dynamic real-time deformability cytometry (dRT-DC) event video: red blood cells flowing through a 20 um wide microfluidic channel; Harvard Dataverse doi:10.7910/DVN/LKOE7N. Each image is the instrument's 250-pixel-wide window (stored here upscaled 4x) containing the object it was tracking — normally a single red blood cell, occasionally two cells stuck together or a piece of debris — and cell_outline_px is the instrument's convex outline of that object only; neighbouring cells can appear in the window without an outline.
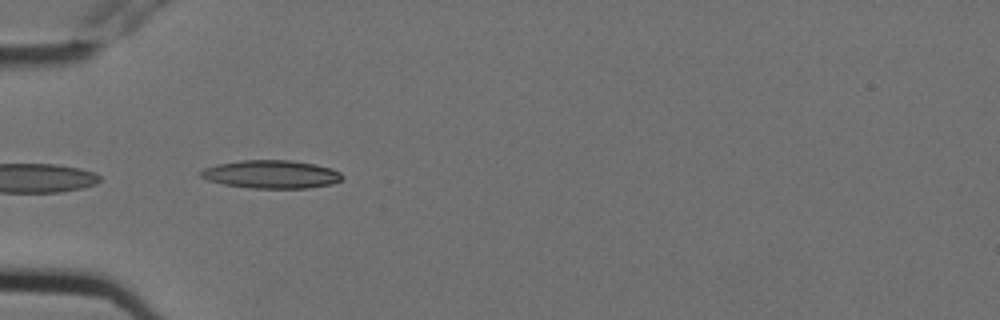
{"species": "Egyptian fruit bat (a non-hibernating species)", "species_latin": "Rousettus aegyptiacus", "temperature_condition": "cold", "stored_images_in_passage": 7, "camera_frame_rate_fps": 3000, "um_per_image_px": 0.085, "animal": {"sex": "female"}, "frame": {"image": 1, "passage_image": 5, "time_ms": 1.333, "image_size_px": [1000, 320], "cell_outline_px": [[344, 180], [332, 184], [308, 188], [252, 188], [224, 184], [208, 180], [200, 176], [200, 172], [204, 168], [216, 164], [240, 160], [288, 160], [316, 164], [332, 168], [340, 172], [344, 176]], "centroid_in_image_um": [23.1, 14.81], "position_along_channel_um": 61.9, "area_um2": 23.35}}
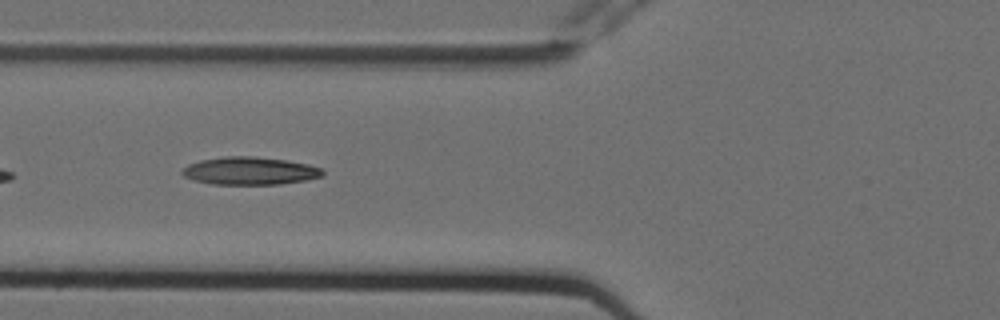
{"frame": {"image": 2, "passage_image": 6, "time_ms": 1.667, "image_size_px": [1000, 320], "cell_outline_px": [[324, 176], [304, 180], [280, 184], [212, 184], [196, 180], [184, 176], [180, 172], [188, 164], [200, 160], [224, 156], [252, 156], [284, 160], [308, 164], [324, 168]], "centroid_in_image_um": [21.26, 14.52], "position_along_channel_um": 104.5, "area_um2": 22.66}}
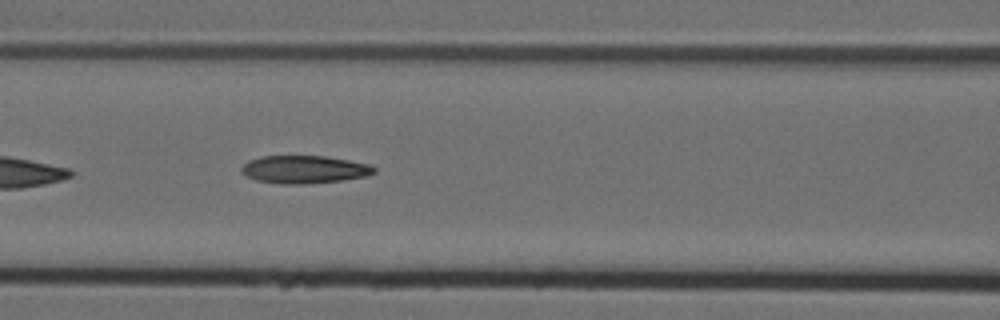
{"frame": {"image": 3, "passage_image": 7, "time_ms": 2.0, "image_size_px": [1000, 320], "cell_outline_px": [[376, 172], [368, 176], [340, 180], [300, 184], [280, 184], [256, 180], [244, 176], [240, 172], [240, 168], [248, 160], [260, 156], [324, 156], [372, 164], [376, 168]], "centroid_in_image_um": [25.84, 14.4], "position_along_channel_um": 140.8, "area_um2": 21.68}}